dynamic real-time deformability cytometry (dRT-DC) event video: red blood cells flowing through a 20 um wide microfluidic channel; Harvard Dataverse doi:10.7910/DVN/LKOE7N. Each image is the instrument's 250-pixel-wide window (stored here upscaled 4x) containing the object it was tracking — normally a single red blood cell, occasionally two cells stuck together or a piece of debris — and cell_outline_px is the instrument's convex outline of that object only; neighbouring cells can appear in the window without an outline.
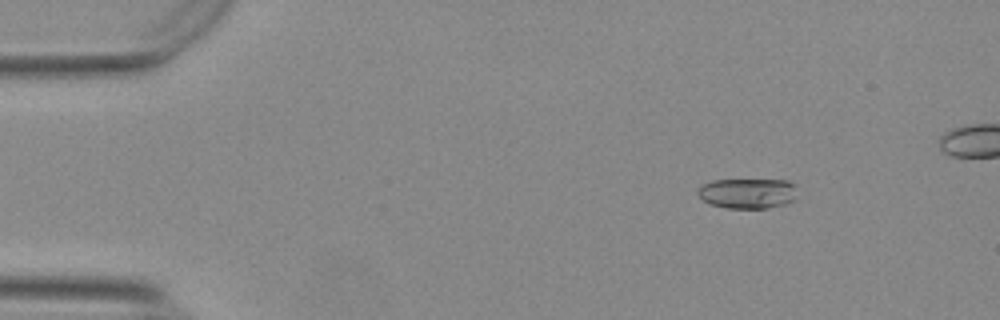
{"species": "Egyptian fruit bat (a non-hibernating species)", "species_latin": "Rousettus aegyptiacus", "temperature_condition": "warm", "stored_images_in_passage": 51, "camera_frame_rate_fps": 3000, "um_per_image_px": 0.085, "animal": {"sex": "female"}, "frame": {"image": 1, "passage_image": 7, "time_ms": 2.0, "image_size_px": [1000, 320], "cell_outline_px": [[796, 200], [788, 204], [764, 208], [728, 208], [708, 204], [696, 192], [700, 184], [712, 180], [788, 180], [792, 184]], "centroid_in_image_um": [63.5, 16.43], "position_along_channel_um": 21.5, "area_um2": 17.57}}
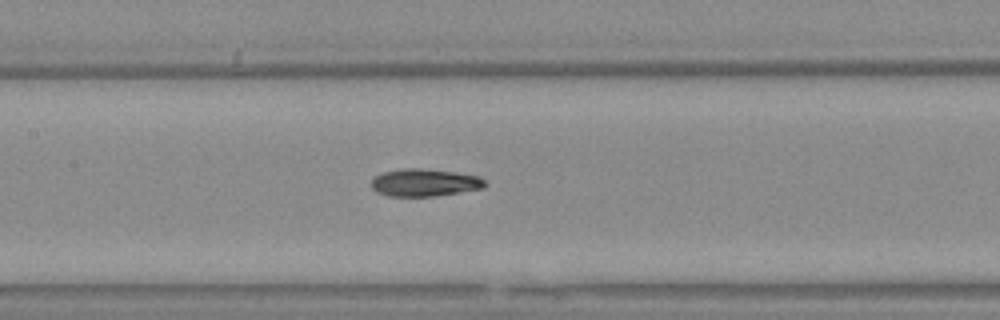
{"frame": {"image": 2, "passage_image": 26, "time_ms": 8.333, "image_size_px": [1000, 320], "cell_outline_px": [[488, 184], [484, 188], [432, 196], [388, 196], [376, 192], [372, 188], [372, 180], [376, 176], [384, 172], [400, 168], [420, 168], [452, 172], [480, 176]], "centroid_in_image_um": [36.09, 15.52], "position_along_channel_um": 171.3, "area_um2": 18.09}}
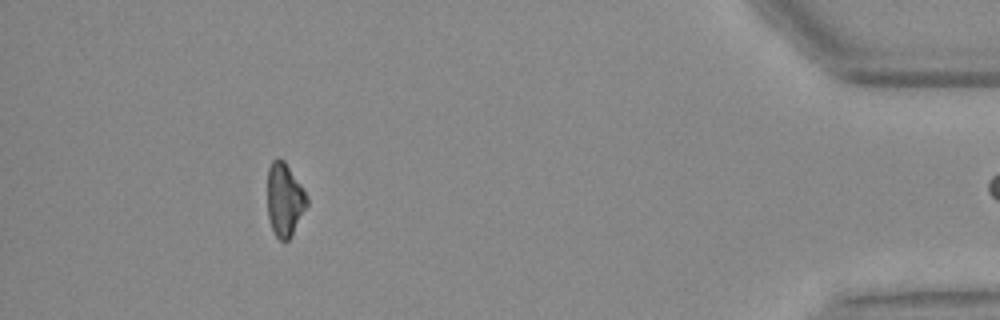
{"frame": {"image": 3, "passage_image": 50, "time_ms": 16.333, "image_size_px": [1000, 320], "cell_outline_px": [[308, 204], [292, 236], [288, 240], [280, 240], [276, 236], [272, 228], [268, 216], [268, 168], [272, 160], [276, 156], [284, 160], [308, 196]], "centroid_in_image_um": [24.2, 16.96], "position_along_channel_um": 411.0, "area_um2": 16.88}}